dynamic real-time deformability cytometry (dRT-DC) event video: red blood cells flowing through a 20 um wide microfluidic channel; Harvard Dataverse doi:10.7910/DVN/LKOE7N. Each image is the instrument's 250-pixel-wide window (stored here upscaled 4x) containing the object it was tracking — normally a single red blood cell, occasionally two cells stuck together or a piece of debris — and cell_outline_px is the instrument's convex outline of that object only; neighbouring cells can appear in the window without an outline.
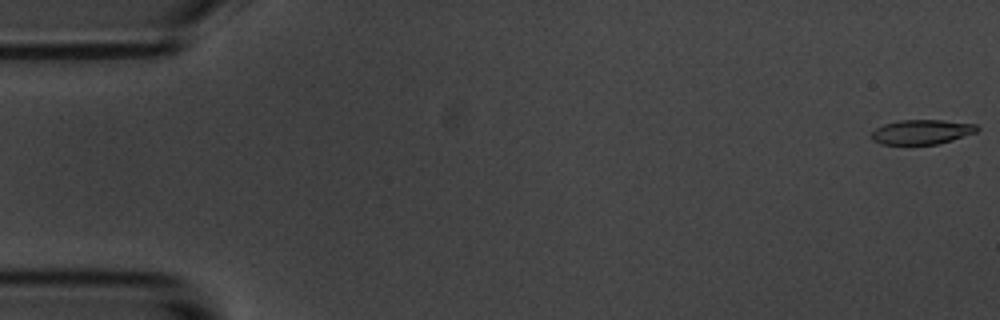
{"species": "common noctule bat (a hibernating species)", "species_latin": "Nyctalus noctula", "temperature_condition": "room temperature", "stored_images_in_passage": 13, "camera_frame_rate_fps": 3000, "um_per_image_px": 0.085, "animal": {"sex": "male", "body_mass_g": 20.1, "forearm_length_mm": 53.5}, "frame": {"image": 1, "passage_image": 1, "time_ms": 0.0, "image_size_px": [1000, 320], "cell_outline_px": [[980, 128], [976, 132], [952, 140], [936, 144], [880, 144], [872, 140], [872, 132], [876, 128], [884, 124], [900, 120], [944, 120], [976, 124]], "centroid_in_image_um": [78.36, 11.21], "position_along_channel_um": 6.6, "area_um2": 15.09}}